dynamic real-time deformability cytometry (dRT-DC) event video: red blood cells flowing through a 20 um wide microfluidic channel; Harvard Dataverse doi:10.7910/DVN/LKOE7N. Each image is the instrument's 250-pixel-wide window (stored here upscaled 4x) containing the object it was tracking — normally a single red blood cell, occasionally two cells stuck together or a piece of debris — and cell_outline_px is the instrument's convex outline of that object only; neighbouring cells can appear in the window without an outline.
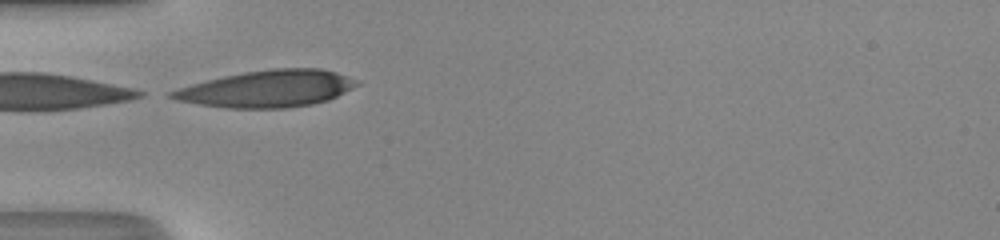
{"species": "human", "species_latin": "Homo sapiens", "temperature_condition": "room temperature", "stored_images_in_passage": 25, "camera_frame_rate_fps": 3000, "um_per_image_px": 0.085, "donor": {"sex": "male"}, "frame": {"image": 1, "passage_image": 1, "time_ms": 0.0, "image_size_px": [1000, 240], "cell_outline_px": [[360, 84], [328, 100], [312, 104], [284, 108], [228, 108], [200, 104], [180, 100], [168, 96], [168, 92], [192, 84], [224, 76], [244, 72], [272, 68], [320, 68], [336, 72], [356, 80]], "centroid_in_image_um": [22.74, 7.54], "position_along_channel_um": 62.3, "area_um2": 39.25}}
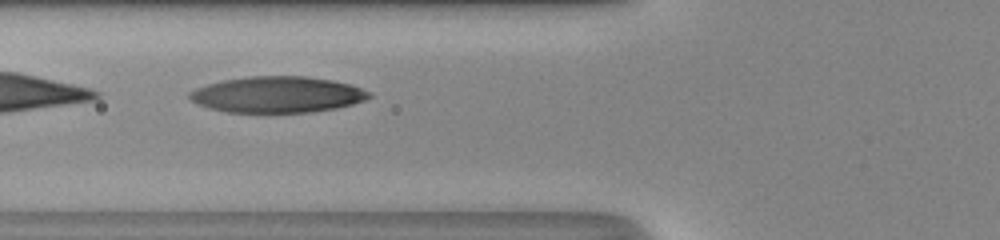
{"frame": {"image": 2, "passage_image": 4, "time_ms": 1.0, "image_size_px": [1000, 240], "cell_outline_px": [[372, 96], [364, 100], [352, 104], [336, 108], [312, 112], [228, 112], [208, 108], [192, 100], [188, 96], [188, 92], [196, 88], [208, 84], [224, 80], [248, 76], [304, 76], [332, 80], [352, 84], [372, 92]], "centroid_in_image_um": [23.61, 8.03], "position_along_channel_um": 102.2, "area_um2": 37.8}}
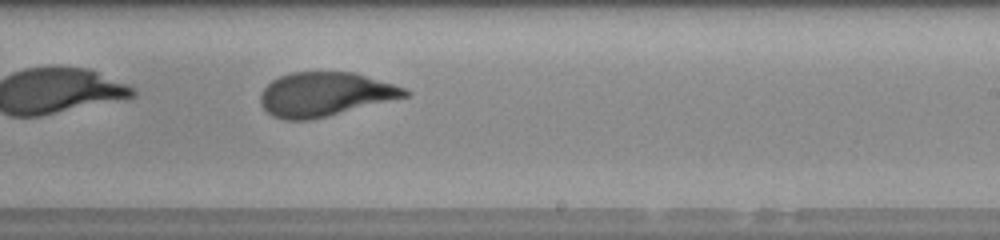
{"frame": {"image": 3, "passage_image": 15, "time_ms": 4.667, "image_size_px": [1000, 240], "cell_outline_px": [[412, 92], [408, 96], [312, 120], [284, 120], [272, 116], [260, 104], [260, 92], [272, 80], [280, 76], [292, 72], [352, 72], [392, 84], [404, 88]], "centroid_in_image_um": [27.58, 8.02], "position_along_channel_um": 261.4, "area_um2": 36.88}, "authors_computed_cell_mechanics": {"area_um2": 37.9168, "velocity_mm_per_s": 4.3448, "shape_relaxation_time_tau1_ms": 4.8882, "shape_relaxation_time_tau2_ms": 1.1637, "deformation_change_tau1": 0.2207, "deformation_change_tau2": 0.0797}}